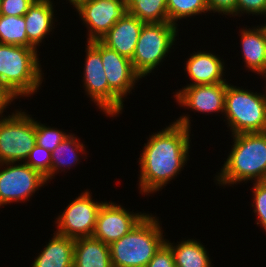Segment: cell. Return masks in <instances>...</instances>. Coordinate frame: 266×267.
<instances>
[{
    "label": "cell",
    "instance_id": "6da1fadb",
    "mask_svg": "<svg viewBox=\"0 0 266 267\" xmlns=\"http://www.w3.org/2000/svg\"><path fill=\"white\" fill-rule=\"evenodd\" d=\"M183 114L161 131L149 135L138 158V189L142 195L154 194L184 169L189 160L191 120Z\"/></svg>",
    "mask_w": 266,
    "mask_h": 267
},
{
    "label": "cell",
    "instance_id": "7a4b0ae2",
    "mask_svg": "<svg viewBox=\"0 0 266 267\" xmlns=\"http://www.w3.org/2000/svg\"><path fill=\"white\" fill-rule=\"evenodd\" d=\"M231 137L234 143L214 177L216 184L225 187L250 180L266 181V132L239 133Z\"/></svg>",
    "mask_w": 266,
    "mask_h": 267
},
{
    "label": "cell",
    "instance_id": "3957f363",
    "mask_svg": "<svg viewBox=\"0 0 266 267\" xmlns=\"http://www.w3.org/2000/svg\"><path fill=\"white\" fill-rule=\"evenodd\" d=\"M159 217L147 214L130 232L109 245L112 267H146L165 243Z\"/></svg>",
    "mask_w": 266,
    "mask_h": 267
},
{
    "label": "cell",
    "instance_id": "277c9868",
    "mask_svg": "<svg viewBox=\"0 0 266 267\" xmlns=\"http://www.w3.org/2000/svg\"><path fill=\"white\" fill-rule=\"evenodd\" d=\"M38 52L36 48L0 43V82L18 98L30 97L42 86L44 73Z\"/></svg>",
    "mask_w": 266,
    "mask_h": 267
},
{
    "label": "cell",
    "instance_id": "5b68a950",
    "mask_svg": "<svg viewBox=\"0 0 266 267\" xmlns=\"http://www.w3.org/2000/svg\"><path fill=\"white\" fill-rule=\"evenodd\" d=\"M224 116L231 135L266 132V92L254 93L228 83Z\"/></svg>",
    "mask_w": 266,
    "mask_h": 267
},
{
    "label": "cell",
    "instance_id": "8992f818",
    "mask_svg": "<svg viewBox=\"0 0 266 267\" xmlns=\"http://www.w3.org/2000/svg\"><path fill=\"white\" fill-rule=\"evenodd\" d=\"M177 27L169 22L144 24L131 59L134 70L141 78L152 71L154 73V69L171 53L170 49H174L179 36Z\"/></svg>",
    "mask_w": 266,
    "mask_h": 267
},
{
    "label": "cell",
    "instance_id": "52a82bcc",
    "mask_svg": "<svg viewBox=\"0 0 266 267\" xmlns=\"http://www.w3.org/2000/svg\"><path fill=\"white\" fill-rule=\"evenodd\" d=\"M36 145V119L23 110L0 118V163L25 162Z\"/></svg>",
    "mask_w": 266,
    "mask_h": 267
},
{
    "label": "cell",
    "instance_id": "ba28073f",
    "mask_svg": "<svg viewBox=\"0 0 266 267\" xmlns=\"http://www.w3.org/2000/svg\"><path fill=\"white\" fill-rule=\"evenodd\" d=\"M101 59L109 86V117L122 113L124 100L142 78L129 58L119 55L101 42Z\"/></svg>",
    "mask_w": 266,
    "mask_h": 267
},
{
    "label": "cell",
    "instance_id": "9c48e42d",
    "mask_svg": "<svg viewBox=\"0 0 266 267\" xmlns=\"http://www.w3.org/2000/svg\"><path fill=\"white\" fill-rule=\"evenodd\" d=\"M47 183L39 171L24 162L0 163V207L29 201Z\"/></svg>",
    "mask_w": 266,
    "mask_h": 267
},
{
    "label": "cell",
    "instance_id": "30bf717a",
    "mask_svg": "<svg viewBox=\"0 0 266 267\" xmlns=\"http://www.w3.org/2000/svg\"><path fill=\"white\" fill-rule=\"evenodd\" d=\"M103 203L94 201L92 192L84 190L56 218L55 232L73 239L93 236L97 215Z\"/></svg>",
    "mask_w": 266,
    "mask_h": 267
},
{
    "label": "cell",
    "instance_id": "8fae6325",
    "mask_svg": "<svg viewBox=\"0 0 266 267\" xmlns=\"http://www.w3.org/2000/svg\"><path fill=\"white\" fill-rule=\"evenodd\" d=\"M76 11L88 29L86 42L101 40L127 12L126 0H88Z\"/></svg>",
    "mask_w": 266,
    "mask_h": 267
},
{
    "label": "cell",
    "instance_id": "7c38bea8",
    "mask_svg": "<svg viewBox=\"0 0 266 267\" xmlns=\"http://www.w3.org/2000/svg\"><path fill=\"white\" fill-rule=\"evenodd\" d=\"M126 209L116 202L104 201L97 215L93 237L110 245L130 232L148 214Z\"/></svg>",
    "mask_w": 266,
    "mask_h": 267
},
{
    "label": "cell",
    "instance_id": "4fadbf2b",
    "mask_svg": "<svg viewBox=\"0 0 266 267\" xmlns=\"http://www.w3.org/2000/svg\"><path fill=\"white\" fill-rule=\"evenodd\" d=\"M83 88L103 114L109 116V86L101 59V41L87 42Z\"/></svg>",
    "mask_w": 266,
    "mask_h": 267
},
{
    "label": "cell",
    "instance_id": "5bb4252c",
    "mask_svg": "<svg viewBox=\"0 0 266 267\" xmlns=\"http://www.w3.org/2000/svg\"><path fill=\"white\" fill-rule=\"evenodd\" d=\"M228 82L184 86L175 91L174 98L180 107H186L195 112L220 113L225 111V94Z\"/></svg>",
    "mask_w": 266,
    "mask_h": 267
},
{
    "label": "cell",
    "instance_id": "9a60e30c",
    "mask_svg": "<svg viewBox=\"0 0 266 267\" xmlns=\"http://www.w3.org/2000/svg\"><path fill=\"white\" fill-rule=\"evenodd\" d=\"M218 55L207 51H197L190 54L185 62L184 71L189 76L190 82L186 86L216 84L227 82L225 71V62Z\"/></svg>",
    "mask_w": 266,
    "mask_h": 267
},
{
    "label": "cell",
    "instance_id": "2e32d148",
    "mask_svg": "<svg viewBox=\"0 0 266 267\" xmlns=\"http://www.w3.org/2000/svg\"><path fill=\"white\" fill-rule=\"evenodd\" d=\"M144 22L137 17L126 14L100 40L119 55L132 59Z\"/></svg>",
    "mask_w": 266,
    "mask_h": 267
},
{
    "label": "cell",
    "instance_id": "e0dca14e",
    "mask_svg": "<svg viewBox=\"0 0 266 267\" xmlns=\"http://www.w3.org/2000/svg\"><path fill=\"white\" fill-rule=\"evenodd\" d=\"M245 28L239 30L244 67L263 78L266 75V33L262 25Z\"/></svg>",
    "mask_w": 266,
    "mask_h": 267
},
{
    "label": "cell",
    "instance_id": "ac0fdd59",
    "mask_svg": "<svg viewBox=\"0 0 266 267\" xmlns=\"http://www.w3.org/2000/svg\"><path fill=\"white\" fill-rule=\"evenodd\" d=\"M53 6L52 0H35L24 15L27 39L36 49L55 29L53 26L57 19Z\"/></svg>",
    "mask_w": 266,
    "mask_h": 267
},
{
    "label": "cell",
    "instance_id": "d6986e66",
    "mask_svg": "<svg viewBox=\"0 0 266 267\" xmlns=\"http://www.w3.org/2000/svg\"><path fill=\"white\" fill-rule=\"evenodd\" d=\"M75 239L54 232L44 249L34 258L32 267H73Z\"/></svg>",
    "mask_w": 266,
    "mask_h": 267
},
{
    "label": "cell",
    "instance_id": "ffe728a7",
    "mask_svg": "<svg viewBox=\"0 0 266 267\" xmlns=\"http://www.w3.org/2000/svg\"><path fill=\"white\" fill-rule=\"evenodd\" d=\"M73 267H112L109 245L93 236L75 239Z\"/></svg>",
    "mask_w": 266,
    "mask_h": 267
},
{
    "label": "cell",
    "instance_id": "44dd1931",
    "mask_svg": "<svg viewBox=\"0 0 266 267\" xmlns=\"http://www.w3.org/2000/svg\"><path fill=\"white\" fill-rule=\"evenodd\" d=\"M85 153V144L83 145L75 134L69 133V135L51 152L50 180L54 179L53 177H55V174L63 170V172H65L67 168V170H70L72 166L75 167L76 164H79L81 162V157L79 156L83 154L85 157Z\"/></svg>",
    "mask_w": 266,
    "mask_h": 267
},
{
    "label": "cell",
    "instance_id": "7402d4cb",
    "mask_svg": "<svg viewBox=\"0 0 266 267\" xmlns=\"http://www.w3.org/2000/svg\"><path fill=\"white\" fill-rule=\"evenodd\" d=\"M174 255L175 267H213L209 253L204 245L195 239H187L177 243L165 240Z\"/></svg>",
    "mask_w": 266,
    "mask_h": 267
},
{
    "label": "cell",
    "instance_id": "603a6c76",
    "mask_svg": "<svg viewBox=\"0 0 266 267\" xmlns=\"http://www.w3.org/2000/svg\"><path fill=\"white\" fill-rule=\"evenodd\" d=\"M127 12L145 24L168 22L167 0H126Z\"/></svg>",
    "mask_w": 266,
    "mask_h": 267
},
{
    "label": "cell",
    "instance_id": "cb8c5ba5",
    "mask_svg": "<svg viewBox=\"0 0 266 267\" xmlns=\"http://www.w3.org/2000/svg\"><path fill=\"white\" fill-rule=\"evenodd\" d=\"M0 43L35 48L27 39L24 16L0 15Z\"/></svg>",
    "mask_w": 266,
    "mask_h": 267
},
{
    "label": "cell",
    "instance_id": "d4e9b609",
    "mask_svg": "<svg viewBox=\"0 0 266 267\" xmlns=\"http://www.w3.org/2000/svg\"><path fill=\"white\" fill-rule=\"evenodd\" d=\"M168 22L178 26V20L209 13L206 0H167Z\"/></svg>",
    "mask_w": 266,
    "mask_h": 267
},
{
    "label": "cell",
    "instance_id": "484cf974",
    "mask_svg": "<svg viewBox=\"0 0 266 267\" xmlns=\"http://www.w3.org/2000/svg\"><path fill=\"white\" fill-rule=\"evenodd\" d=\"M69 134L36 121V144L52 152Z\"/></svg>",
    "mask_w": 266,
    "mask_h": 267
},
{
    "label": "cell",
    "instance_id": "4316f807",
    "mask_svg": "<svg viewBox=\"0 0 266 267\" xmlns=\"http://www.w3.org/2000/svg\"><path fill=\"white\" fill-rule=\"evenodd\" d=\"M51 152L37 144L30 151L25 164L39 171L50 182Z\"/></svg>",
    "mask_w": 266,
    "mask_h": 267
},
{
    "label": "cell",
    "instance_id": "83f0119b",
    "mask_svg": "<svg viewBox=\"0 0 266 267\" xmlns=\"http://www.w3.org/2000/svg\"><path fill=\"white\" fill-rule=\"evenodd\" d=\"M253 184L251 207H254L253 212L255 216L257 215L255 223L262 226L266 232V181L254 182Z\"/></svg>",
    "mask_w": 266,
    "mask_h": 267
},
{
    "label": "cell",
    "instance_id": "f1b7e54d",
    "mask_svg": "<svg viewBox=\"0 0 266 267\" xmlns=\"http://www.w3.org/2000/svg\"><path fill=\"white\" fill-rule=\"evenodd\" d=\"M35 0H2L0 5V15L4 16H24Z\"/></svg>",
    "mask_w": 266,
    "mask_h": 267
},
{
    "label": "cell",
    "instance_id": "f546056e",
    "mask_svg": "<svg viewBox=\"0 0 266 267\" xmlns=\"http://www.w3.org/2000/svg\"><path fill=\"white\" fill-rule=\"evenodd\" d=\"M266 16V0H237V16L241 15Z\"/></svg>",
    "mask_w": 266,
    "mask_h": 267
},
{
    "label": "cell",
    "instance_id": "4dcf8cb0",
    "mask_svg": "<svg viewBox=\"0 0 266 267\" xmlns=\"http://www.w3.org/2000/svg\"><path fill=\"white\" fill-rule=\"evenodd\" d=\"M209 13L237 16V0H206Z\"/></svg>",
    "mask_w": 266,
    "mask_h": 267
},
{
    "label": "cell",
    "instance_id": "1f68e13d",
    "mask_svg": "<svg viewBox=\"0 0 266 267\" xmlns=\"http://www.w3.org/2000/svg\"><path fill=\"white\" fill-rule=\"evenodd\" d=\"M146 267H175L174 255L170 247L164 243Z\"/></svg>",
    "mask_w": 266,
    "mask_h": 267
},
{
    "label": "cell",
    "instance_id": "d6a6232c",
    "mask_svg": "<svg viewBox=\"0 0 266 267\" xmlns=\"http://www.w3.org/2000/svg\"><path fill=\"white\" fill-rule=\"evenodd\" d=\"M15 99H18V97L0 82V118L6 117V115L3 116L2 114Z\"/></svg>",
    "mask_w": 266,
    "mask_h": 267
},
{
    "label": "cell",
    "instance_id": "836d02e7",
    "mask_svg": "<svg viewBox=\"0 0 266 267\" xmlns=\"http://www.w3.org/2000/svg\"><path fill=\"white\" fill-rule=\"evenodd\" d=\"M69 1L71 5L76 9L81 3L86 2L88 0H66Z\"/></svg>",
    "mask_w": 266,
    "mask_h": 267
},
{
    "label": "cell",
    "instance_id": "e575fe53",
    "mask_svg": "<svg viewBox=\"0 0 266 267\" xmlns=\"http://www.w3.org/2000/svg\"><path fill=\"white\" fill-rule=\"evenodd\" d=\"M262 27L264 28V31L266 33V23L264 22V24L262 23Z\"/></svg>",
    "mask_w": 266,
    "mask_h": 267
}]
</instances>
